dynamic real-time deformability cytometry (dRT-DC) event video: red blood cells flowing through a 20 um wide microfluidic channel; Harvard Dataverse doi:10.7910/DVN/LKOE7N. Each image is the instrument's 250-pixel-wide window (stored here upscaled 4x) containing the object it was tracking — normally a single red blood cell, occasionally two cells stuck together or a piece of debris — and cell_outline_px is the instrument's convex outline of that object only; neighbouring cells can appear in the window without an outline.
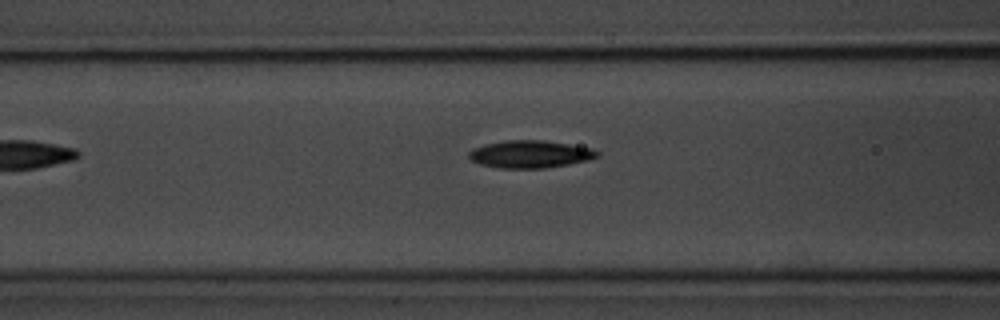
{"species": "common noctule bat (a hibernating species)", "species_latin": "Nyctalus noctula", "temperature_condition": "room temperature", "stored_images_in_passage": 12, "camera_frame_rate_fps": 3000, "um_per_image_px": 0.085, "animal": {"sex": "male", "body_mass_g": 20.1, "forearm_length_mm": 53.5}, "frame": {"image": 1, "passage_image": 6, "time_ms": 1.667, "image_size_px": [1000, 320], "cell_outline_px": [[600, 156], [588, 160], [568, 164], [544, 168], [500, 168], [480, 164], [472, 160], [468, 156], [468, 152], [472, 148], [484, 144], [504, 140], [544, 140], [592, 148], [600, 152]], "centroid_in_image_um": [45.05, 13.09], "position_along_channel_um": 121.5, "area_um2": 20.63}}
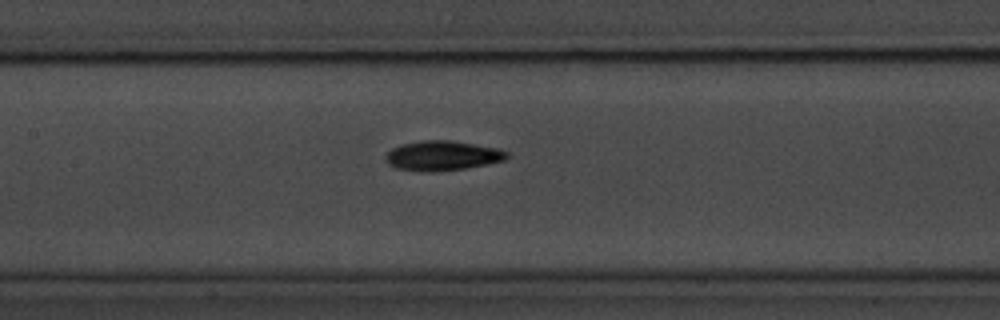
{"frame": {"image": 2, "passage_image": 10, "time_ms": 3.0, "image_size_px": [1000, 320], "cell_outline_px": [[508, 156], [504, 160], [464, 168], [396, 168], [388, 164], [384, 160], [384, 156], [392, 148], [400, 144], [424, 140], [448, 140], [500, 148], [508, 152]], "centroid_in_image_um": [37.61, 13.16], "position_along_channel_um": 169.8, "area_um2": 19.88}}